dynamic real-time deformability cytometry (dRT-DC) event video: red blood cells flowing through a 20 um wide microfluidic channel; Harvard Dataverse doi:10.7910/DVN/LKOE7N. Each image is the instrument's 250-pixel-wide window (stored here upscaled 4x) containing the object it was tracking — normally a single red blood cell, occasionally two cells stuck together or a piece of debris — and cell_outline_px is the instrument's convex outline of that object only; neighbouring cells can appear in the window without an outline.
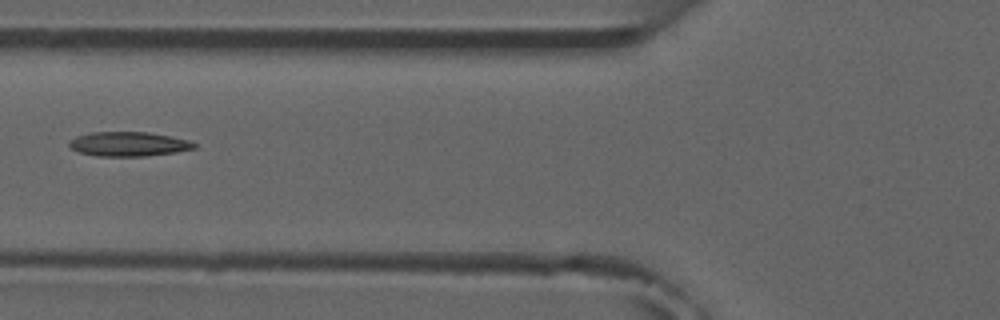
{"species": "common noctule bat (a hibernating species)", "species_latin": "Nyctalus noctula", "temperature_condition": "room temperature", "stored_images_in_passage": 5, "camera_frame_rate_fps": 3000, "um_per_image_px": 0.085, "animal": {"sex": "male", "forearm_length_mm": 52.5}, "frame": {"image": 1, "passage_image": 5, "time_ms": 4.667, "image_size_px": [1000, 320], "cell_outline_px": [[196, 148], [176, 152], [144, 156], [96, 156], [80, 152], [72, 148], [68, 144], [68, 140], [76, 136], [92, 132], [148, 132], [188, 140], [196, 144]], "centroid_in_image_um": [10.9, 12.24], "position_along_channel_um": 114.9, "area_um2": 17.69}}